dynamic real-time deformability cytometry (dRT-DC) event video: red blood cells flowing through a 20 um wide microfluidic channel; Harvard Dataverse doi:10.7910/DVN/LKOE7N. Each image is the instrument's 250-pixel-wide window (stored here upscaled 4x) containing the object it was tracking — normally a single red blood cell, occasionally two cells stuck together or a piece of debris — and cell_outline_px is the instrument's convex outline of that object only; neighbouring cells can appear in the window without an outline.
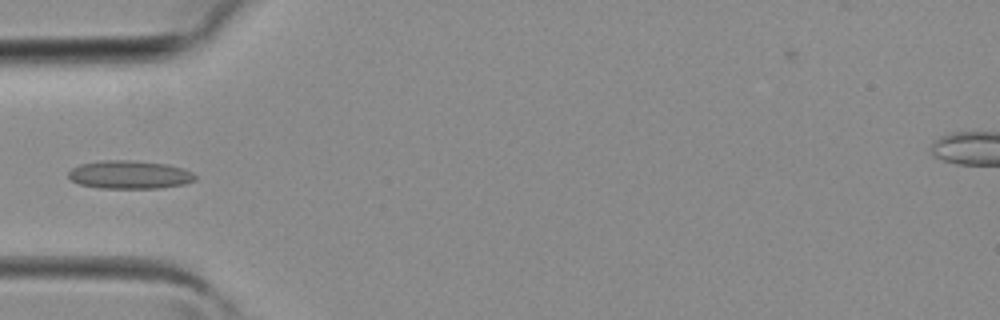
{"species": "common noctule bat (a hibernating species)", "species_latin": "Nyctalus noctula", "temperature_condition": "room temperature", "stored_images_in_passage": 39, "camera_frame_rate_fps": 3000, "um_per_image_px": 0.085, "animal": {"sex": "female", "body_mass_g": 19.3, "forearm_length_mm": 54.1}, "frame": {"image": 1, "passage_image": 12, "time_ms": 3.667, "image_size_px": [1000, 320], "cell_outline_px": [[196, 180], [184, 184], [160, 188], [100, 188], [80, 184], [72, 180], [68, 176], [68, 172], [72, 168], [80, 164], [100, 160], [136, 160], [168, 164], [184, 168], [192, 172], [196, 176]], "centroid_in_image_um": [11.04, 14.84], "position_along_channel_um": 74.0, "area_um2": 21.04}}
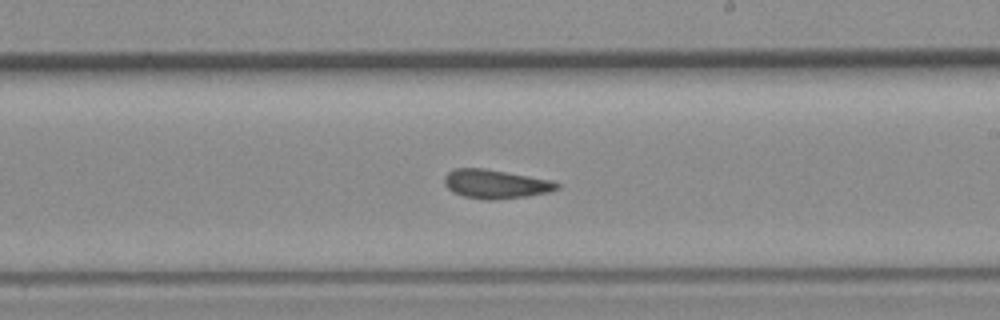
{"frame": {"image": 2, "passage_image": 22, "time_ms": 7.0, "image_size_px": [1000, 320], "cell_outline_px": [[560, 188], [548, 192], [528, 196], [496, 200], [484, 200], [464, 196], [452, 192], [444, 184], [444, 176], [452, 168], [484, 168], [556, 180], [560, 184]], "centroid_in_image_um": [42.15, 15.64], "position_along_channel_um": 246.8, "area_um2": 19.36}}
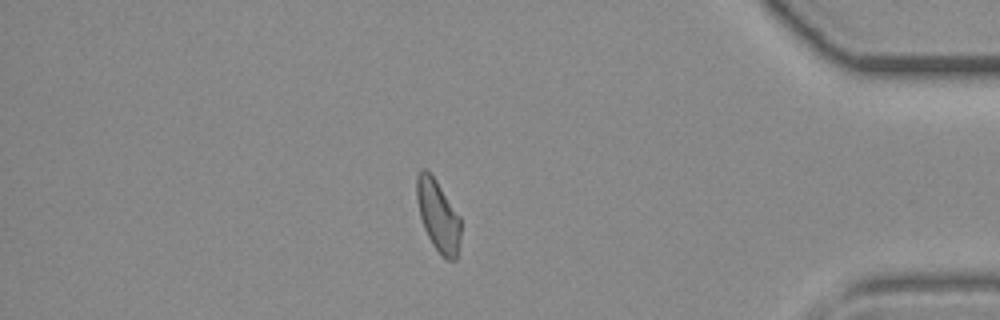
{"frame": {"image": 3, "passage_image": 33, "time_ms": 10.667, "image_size_px": [1000, 320], "cell_outline_px": [[460, 236], [456, 260], [448, 260], [432, 244], [424, 228], [420, 216], [416, 200], [416, 176], [424, 168], [436, 180], [460, 216]], "centroid_in_image_um": [37.22, 18.32], "position_along_channel_um": 398.0, "area_um2": 18.03}}